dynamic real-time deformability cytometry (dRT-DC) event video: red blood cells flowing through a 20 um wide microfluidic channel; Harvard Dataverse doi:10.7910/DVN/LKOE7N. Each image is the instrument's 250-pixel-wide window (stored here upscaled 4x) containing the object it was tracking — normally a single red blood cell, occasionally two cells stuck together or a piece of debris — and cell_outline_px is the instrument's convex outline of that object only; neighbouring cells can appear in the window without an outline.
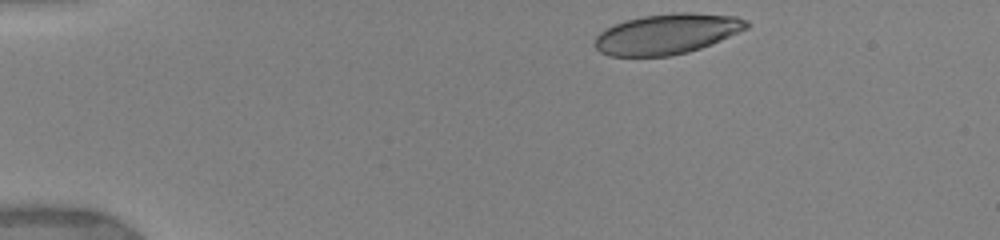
{"species": "human", "species_latin": "Homo sapiens", "temperature_condition": "warm", "stored_images_in_passage": 19, "camera_frame_rate_fps": 3000, "um_per_image_px": 0.085, "donor": {"sex": "female"}, "frame": {"image": 1, "passage_image": 1, "time_ms": 0.0, "image_size_px": [1000, 240], "cell_outline_px": [[752, 24], [748, 28], [720, 40], [700, 48], [688, 52], [672, 56], [608, 56], [600, 52], [596, 48], [596, 36], [604, 28], [628, 20], [644, 16], [672, 12], [692, 12], [736, 16], [748, 20]], "centroid_in_image_um": [56.72, 2.88], "position_along_channel_um": 28.3, "area_um2": 35.72}}
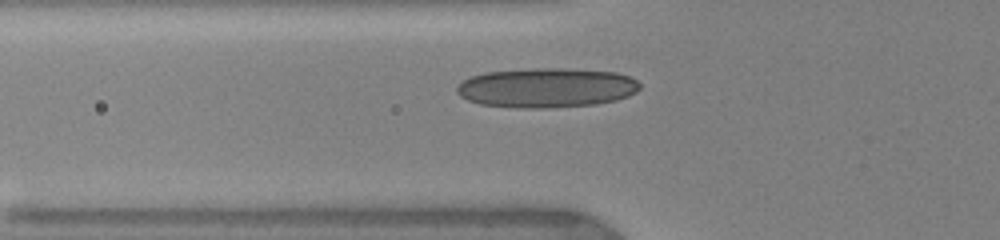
{"frame": {"image": 2, "passage_image": 18, "time_ms": 3.333, "image_size_px": [1000, 240], "cell_outline_px": [[640, 88], [636, 92], [628, 96], [616, 100], [596, 104], [548, 108], [516, 108], [480, 104], [468, 100], [460, 96], [456, 92], [456, 88], [464, 80], [472, 76], [484, 72], [532, 68], [564, 68], [616, 72], [628, 76], [636, 80], [640, 84]], "centroid_in_image_um": [46.45, 7.46], "position_along_channel_um": 79.3, "area_um2": 42.43}}